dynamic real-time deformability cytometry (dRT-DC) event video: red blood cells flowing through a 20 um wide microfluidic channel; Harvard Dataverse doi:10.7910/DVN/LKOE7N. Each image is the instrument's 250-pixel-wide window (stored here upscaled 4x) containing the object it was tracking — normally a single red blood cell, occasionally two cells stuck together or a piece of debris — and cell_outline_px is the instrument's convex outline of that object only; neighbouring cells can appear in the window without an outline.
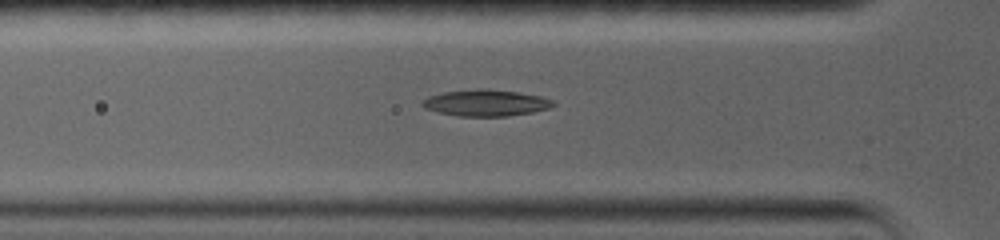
{"species": "common noctule bat (a hibernating species)", "species_latin": "Nyctalus noctula", "temperature_condition": "warm", "stored_images_in_passage": 53, "camera_frame_rate_fps": 5000, "um_per_image_px": 0.085, "animal": {"sex": "female", "body_mass_g": 19.0, "forearm_length_mm": 56.7}, "frame": {"image": 1, "passage_image": 11, "time_ms": 4.0, "image_size_px": [1000, 240], "cell_outline_px": [[556, 104], [548, 108], [532, 112], [508, 116], [456, 116], [424, 108], [420, 104], [428, 96], [444, 92], [476, 88], [480, 88], [520, 92], [540, 96], [556, 100]], "centroid_in_image_um": [41.32, 8.74], "position_along_channel_um": 84.5, "area_um2": 20.23}}
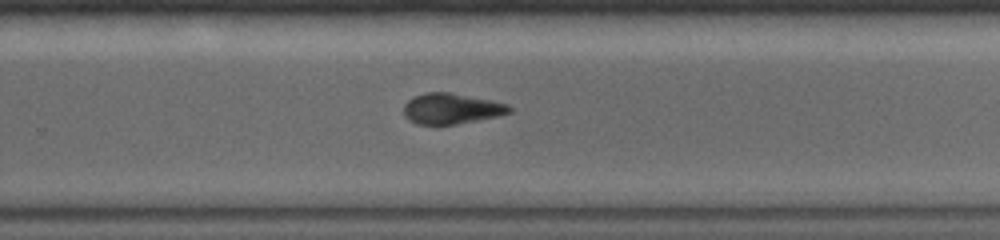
{"frame": {"image": 2, "passage_image": 23, "time_ms": 9.6, "image_size_px": [1000, 240], "cell_outline_px": [[512, 112], [496, 116], [456, 124], [416, 124], [408, 120], [404, 116], [404, 104], [412, 96], [424, 92], [448, 92], [492, 100], [508, 104], [512, 108]], "centroid_in_image_um": [38.34, 9.22], "position_along_channel_um": 291.5, "area_um2": 18.9}}
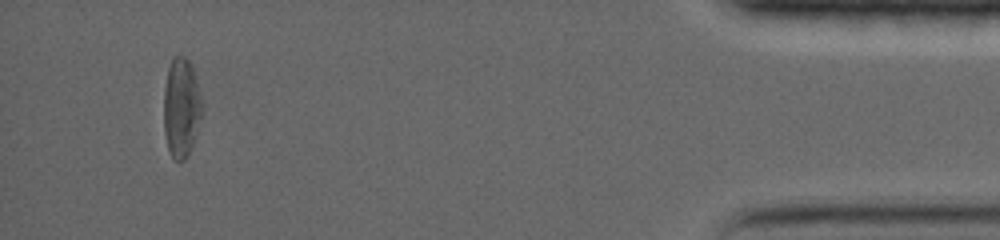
{"frame": {"image": 3, "passage_image": 47, "time_ms": 15.4, "image_size_px": [1000, 240], "cell_outline_px": [[200, 116], [192, 148], [188, 156], [184, 160], [172, 160], [168, 152], [164, 132], [164, 88], [168, 68], [172, 60], [176, 56], [184, 56], [188, 60], [200, 96]], "centroid_in_image_um": [15.36, 9.24], "position_along_channel_um": 419.8, "area_um2": 21.62}, "authors_computed_cell_mechanics": {"area_um2": 20.3456, "velocity_mm_per_s": 3.7086, "shape_relaxation_time_tau1_ms": null, "shape_relaxation_time_tau2_ms": 5.4852, "deformation_change_tau1": null, "deformation_change_tau2": 0.1322}}